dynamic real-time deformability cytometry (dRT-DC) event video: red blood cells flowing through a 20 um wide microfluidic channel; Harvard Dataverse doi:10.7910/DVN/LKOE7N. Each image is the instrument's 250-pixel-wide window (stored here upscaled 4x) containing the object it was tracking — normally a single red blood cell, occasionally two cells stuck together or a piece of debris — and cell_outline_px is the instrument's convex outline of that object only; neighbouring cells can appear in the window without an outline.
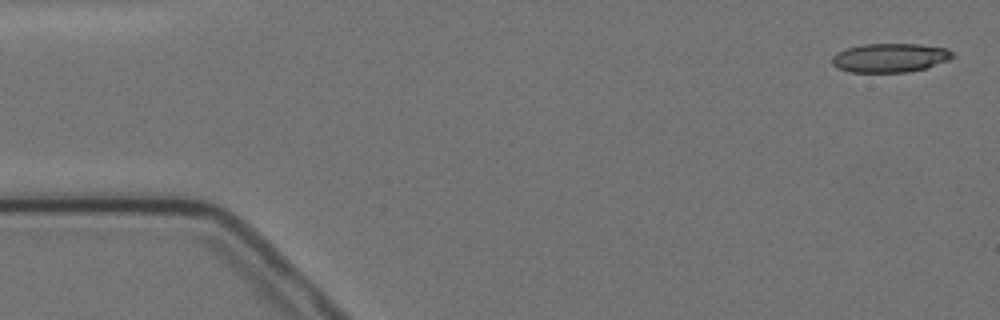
{"species": "Egyptian fruit bat (a non-hibernating species)", "species_latin": "Rousettus aegyptiacus", "temperature_condition": "cold", "stored_images_in_passage": 4, "camera_frame_rate_fps": 3000, "um_per_image_px": 0.085, "animal": {"sex": "female"}, "frame": {"image": 1, "passage_image": 1, "time_ms": 0.0, "image_size_px": [1000, 320], "cell_outline_px": [[956, 56], [948, 60], [924, 68], [908, 72], [852, 72], [836, 68], [832, 64], [832, 56], [836, 52], [848, 48], [864, 44], [920, 44], [948, 48]], "centroid_in_image_um": [75.65, 4.9], "position_along_channel_um": 9.4, "area_um2": 20.35}}
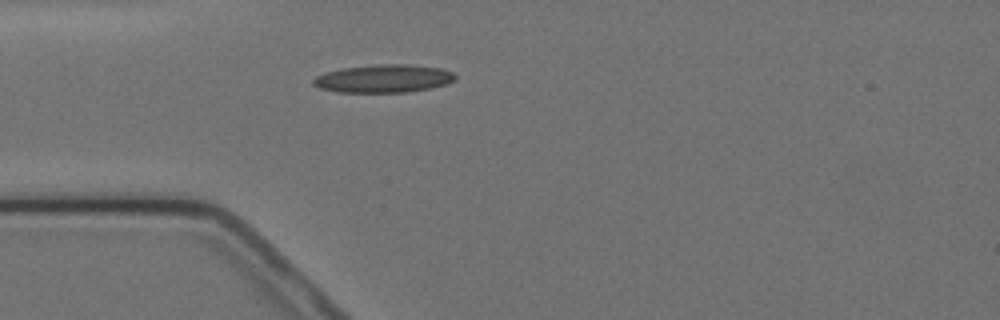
{"frame": {"image": 2, "passage_image": 4, "time_ms": 4.333, "image_size_px": [1000, 320], "cell_outline_px": [[456, 76], [452, 80], [444, 84], [432, 88], [408, 92], [336, 92], [320, 88], [312, 84], [312, 80], [316, 76], [328, 72], [344, 68], [380, 64], [408, 64], [440, 68], [452, 72]], "centroid_in_image_um": [32.59, 6.68], "position_along_channel_um": 52.4, "area_um2": 22.95}}